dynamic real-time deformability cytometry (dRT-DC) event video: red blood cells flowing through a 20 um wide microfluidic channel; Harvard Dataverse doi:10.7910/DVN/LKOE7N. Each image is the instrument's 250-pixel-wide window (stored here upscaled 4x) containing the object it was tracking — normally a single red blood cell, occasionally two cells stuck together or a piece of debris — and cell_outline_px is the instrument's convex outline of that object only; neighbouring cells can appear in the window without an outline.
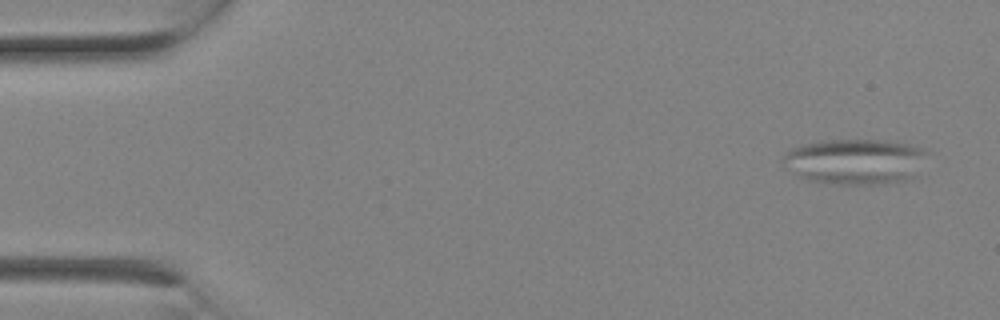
{"species": "Egyptian fruit bat (a non-hibernating species)", "species_latin": "Rousettus aegyptiacus", "temperature_condition": "room temperature", "stored_images_in_passage": 2, "camera_frame_rate_fps": 3000, "um_per_image_px": 0.085, "animal": {"sex": "female"}, "frame": {"image": 1, "passage_image": 1, "time_ms": 0.0, "image_size_px": [1000, 320], "cell_outline_px": [[928, 152], [916, 176], [912, 180], [884, 184], [832, 184], [812, 180], [796, 176], [780, 164], [784, 156], [792, 148], [804, 144], [828, 140], [896, 140], [912, 144]], "centroid_in_image_um": [72.72, 13.73], "position_along_channel_um": 12.3, "area_um2": 38.84}}